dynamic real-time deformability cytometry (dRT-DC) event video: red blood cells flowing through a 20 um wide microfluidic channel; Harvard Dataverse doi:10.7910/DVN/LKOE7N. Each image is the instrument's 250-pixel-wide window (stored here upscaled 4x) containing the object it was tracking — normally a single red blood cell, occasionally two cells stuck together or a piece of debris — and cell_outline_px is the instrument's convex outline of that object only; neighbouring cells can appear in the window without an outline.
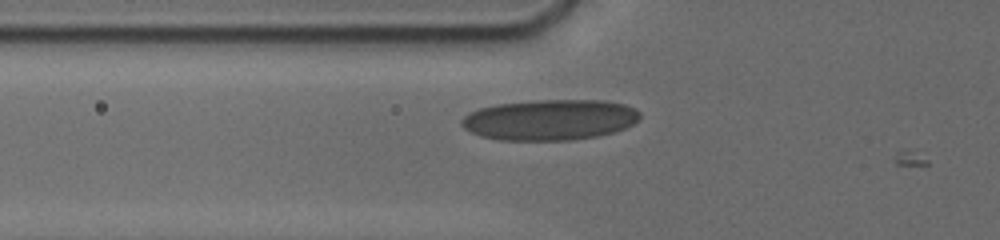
{"species": "human", "species_latin": "Homo sapiens", "temperature_condition": "cold", "stored_images_in_passage": 18, "camera_frame_rate_fps": 3000, "um_per_image_px": 0.085, "donor": {"sex": "male"}, "frame": {"image": 1, "passage_image": 2, "time_ms": 0.333, "image_size_px": [1000, 240], "cell_outline_px": [[640, 116], [632, 124], [624, 128], [612, 132], [596, 136], [568, 140], [500, 140], [480, 136], [464, 128], [460, 124], [460, 120], [464, 116], [480, 108], [496, 104], [532, 100], [604, 100], [624, 104], [640, 112]], "centroid_in_image_um": [46.7, 10.17], "position_along_channel_um": 79.1, "area_um2": 42.14}}
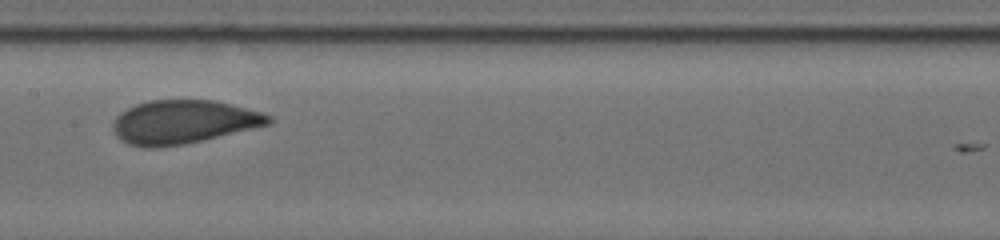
{"frame": {"image": 2, "passage_image": 11, "time_ms": 3.333, "image_size_px": [1000, 240], "cell_outline_px": [[272, 120], [268, 124], [184, 144], [156, 148], [144, 148], [128, 144], [120, 140], [116, 136], [112, 128], [112, 124], [116, 116], [120, 112], [136, 104], [148, 100], [216, 100], [260, 112], [272, 116]], "centroid_in_image_um": [15.5, 10.36], "position_along_channel_um": 191.9, "area_um2": 39.3}}
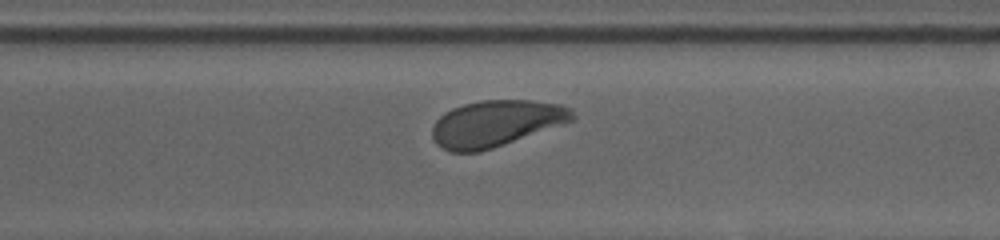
{"frame": {"image": 3, "passage_image": 18, "time_ms": 7.0, "image_size_px": [1000, 240], "cell_outline_px": [[576, 116], [572, 120], [564, 124], [480, 152], [448, 152], [436, 144], [432, 136], [432, 128], [436, 120], [444, 112], [452, 108], [464, 104], [480, 100], [532, 100], [564, 104], [572, 108]], "centroid_in_image_um": [42.17, 10.48], "position_along_channel_um": 328.4, "area_um2": 38.09}}